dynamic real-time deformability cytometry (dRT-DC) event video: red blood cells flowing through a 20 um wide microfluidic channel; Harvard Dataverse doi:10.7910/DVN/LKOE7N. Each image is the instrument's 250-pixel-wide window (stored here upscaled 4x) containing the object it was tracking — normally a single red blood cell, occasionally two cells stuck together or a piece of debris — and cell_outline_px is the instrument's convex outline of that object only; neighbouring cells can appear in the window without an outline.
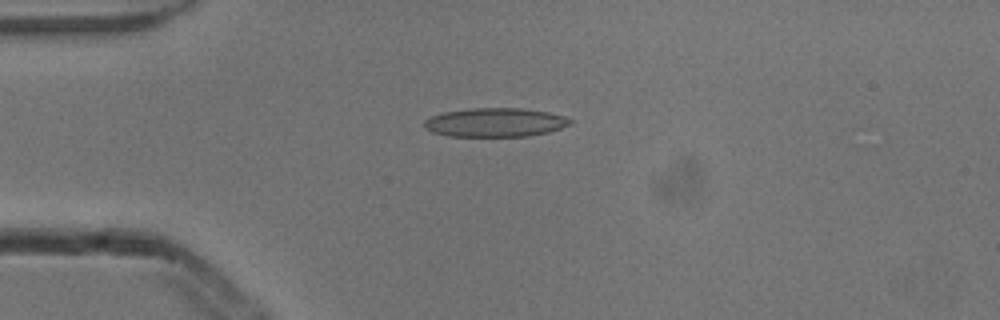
{"species": "common noctule bat (a hibernating species)", "species_latin": "Nyctalus noctula", "temperature_condition": "cold", "stored_images_in_passage": 3, "camera_frame_rate_fps": 3000, "um_per_image_px": 0.085, "animal": {"sex": "male", "body_mass_g": 13.3}, "frame": {"image": 1, "passage_image": 1, "time_ms": 0.0, "image_size_px": [1000, 320], "cell_outline_px": [[572, 124], [548, 132], [528, 136], [448, 136], [432, 132], [424, 128], [424, 120], [432, 116], [444, 112], [468, 108], [520, 108], [548, 112], [564, 116], [572, 120]], "centroid_in_image_um": [42.08, 10.4], "position_along_channel_um": 42.9, "area_um2": 24.57}}
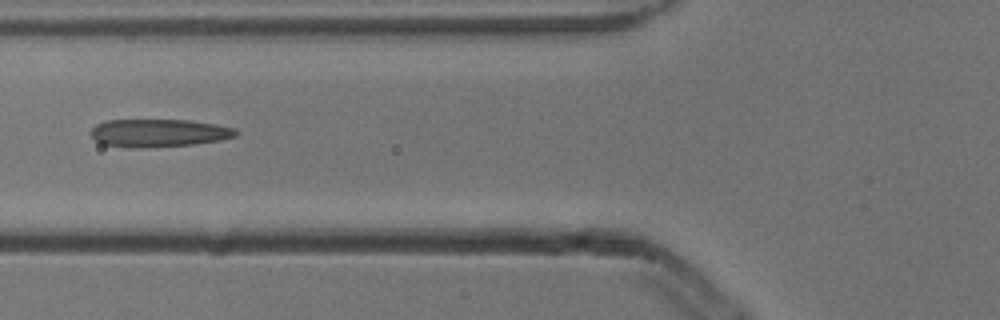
{"frame": {"image": 2, "passage_image": 3, "time_ms": 0.667, "image_size_px": [1000, 320], "cell_outline_px": [[240, 132], [236, 136], [220, 140], [192, 144], [140, 148], [104, 144], [96, 140], [88, 132], [96, 124], [104, 120], [188, 120], [216, 124], [236, 128]], "centroid_in_image_um": [13.51, 11.29], "position_along_channel_um": 112.3, "area_um2": 23.52}}